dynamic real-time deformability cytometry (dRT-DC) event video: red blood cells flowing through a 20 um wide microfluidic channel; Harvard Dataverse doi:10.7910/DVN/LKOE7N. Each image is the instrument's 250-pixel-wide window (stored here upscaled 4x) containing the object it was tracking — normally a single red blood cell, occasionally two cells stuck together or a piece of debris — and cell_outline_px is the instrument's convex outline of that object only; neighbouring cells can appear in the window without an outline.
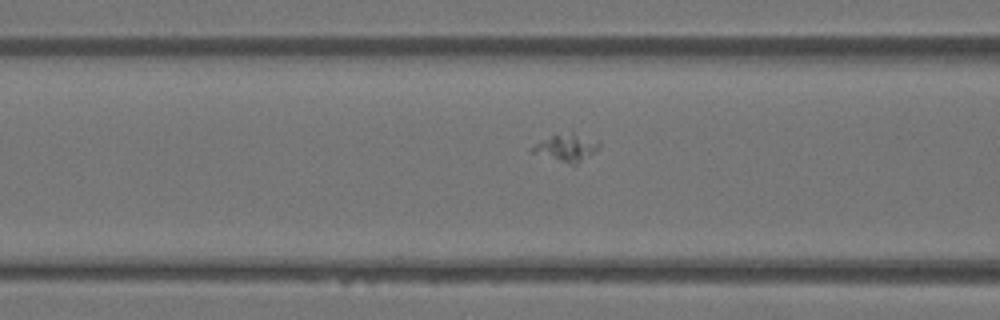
{"species": "Egyptian fruit bat (a non-hibernating species)", "species_latin": "Rousettus aegyptiacus", "temperature_condition": "warm", "stored_images_in_passage": 35, "camera_frame_rate_fps": 3000, "um_per_image_px": 0.085, "animal": {"sex": "female"}, "frame": {"image": 1, "passage_image": 6, "time_ms": 1.667, "image_size_px": [1000, 320], "cell_outline_px": [[600, 148], [576, 164], [572, 164], [528, 152], [528, 148], [540, 140], [552, 136], [572, 132], [600, 140]], "centroid_in_image_um": [48.13, 12.53], "position_along_channel_um": 118.5, "area_um2": 10.69}}
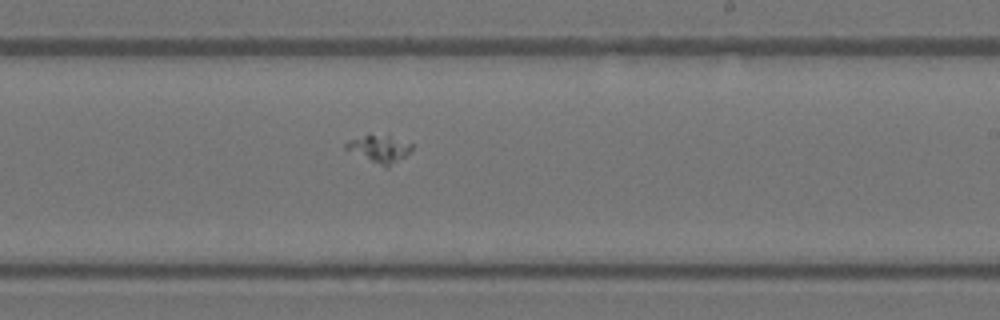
{"frame": {"image": 2, "passage_image": 16, "time_ms": 5.0, "image_size_px": [1000, 320], "cell_outline_px": [[412, 148], [404, 156], [388, 168], [384, 168], [344, 148], [344, 144], [348, 140], [368, 132], [388, 136], [412, 144]], "centroid_in_image_um": [32.18, 12.63], "position_along_channel_um": 256.8, "area_um2": 10.64}}
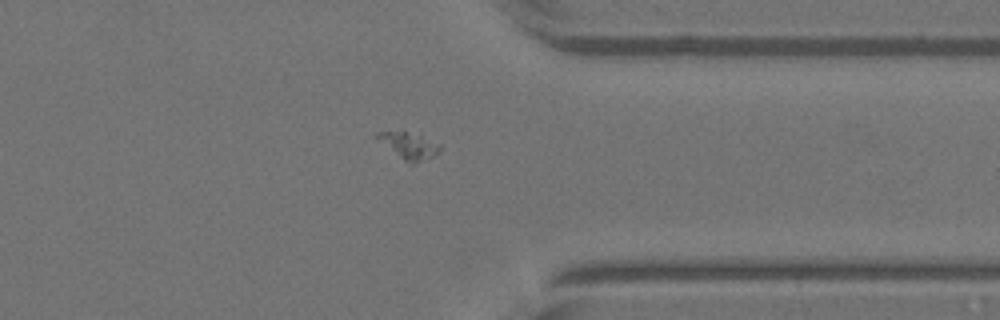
{"frame": {"image": 3, "passage_image": 25, "time_ms": 8.0, "image_size_px": [1000, 320], "cell_outline_px": [[440, 152], [432, 156], [412, 164], [404, 160], [372, 136], [376, 132], [404, 128], [440, 144]], "centroid_in_image_um": [34.69, 12.29], "position_along_channel_um": 376.7, "area_um2": 10.06}}